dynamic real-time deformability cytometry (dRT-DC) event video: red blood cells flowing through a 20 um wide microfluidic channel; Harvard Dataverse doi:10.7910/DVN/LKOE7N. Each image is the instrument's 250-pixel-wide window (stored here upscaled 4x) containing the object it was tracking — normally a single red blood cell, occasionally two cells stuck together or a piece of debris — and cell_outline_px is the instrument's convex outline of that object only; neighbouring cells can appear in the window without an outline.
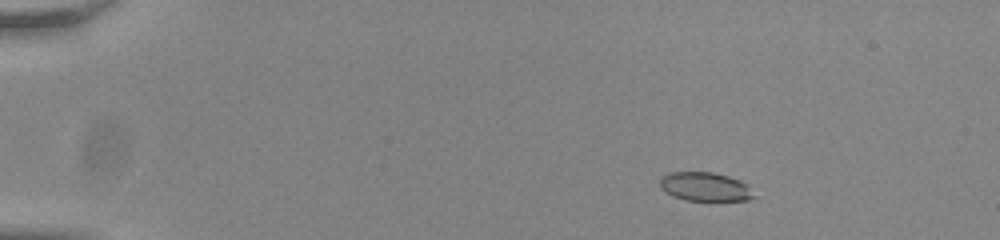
{"species": "common noctule bat (a hibernating species)", "species_latin": "Nyctalus noctula", "temperature_condition": "room temperature", "stored_images_in_passage": 55, "camera_frame_rate_fps": 3000, "um_per_image_px": 0.085, "animal": {"sex": "male", "body_mass_g": 20.0, "forearm_length_mm": 53.3}, "frame": {"image": 1, "passage_image": 8, "time_ms": 2.333, "image_size_px": [1000, 240], "cell_outline_px": [[756, 196], [748, 200], [684, 200], [672, 196], [660, 188], [660, 176], [668, 172], [712, 172], [728, 176], [740, 180], [748, 184]], "centroid_in_image_um": [59.92, 15.86], "position_along_channel_um": 25.1, "area_um2": 15.95}}
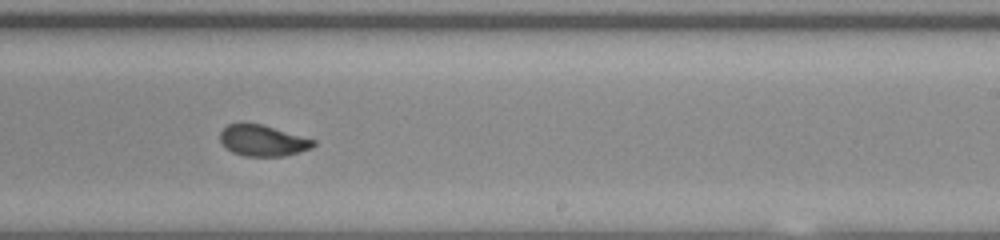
{"frame": {"image": 2, "passage_image": 35, "time_ms": 11.333, "image_size_px": [1000, 240], "cell_outline_px": [[316, 144], [312, 148], [300, 152], [284, 156], [244, 156], [232, 152], [220, 140], [220, 132], [228, 124], [260, 124], [316, 140]], "centroid_in_image_um": [22.37, 11.97], "position_along_channel_um": 266.6, "area_um2": 16.65}}
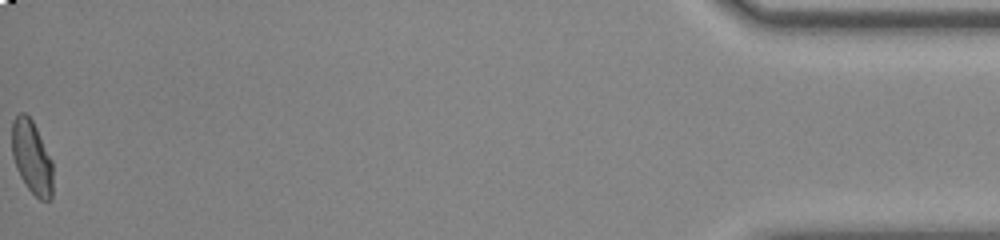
{"frame": {"image": 3, "passage_image": 55, "time_ms": 18.0, "image_size_px": [1000, 240], "cell_outline_px": [[52, 200], [40, 200], [28, 188], [20, 176], [16, 168], [12, 156], [12, 120], [20, 112], [24, 112], [32, 120], [52, 160]], "centroid_in_image_um": [2.69, 13.37], "position_along_channel_um": 432.5, "area_um2": 17.46}, "authors_computed_cell_mechanics": {"area_um2": 17.3978, "velocity_mm_per_s": 3.8021, "shape_relaxation_time_tau1_ms": 6.5487, "shape_relaxation_time_tau2_ms": 0.6462, "deformation_change_tau1": 0.1525, "deformation_change_tau2": 0.0498}}